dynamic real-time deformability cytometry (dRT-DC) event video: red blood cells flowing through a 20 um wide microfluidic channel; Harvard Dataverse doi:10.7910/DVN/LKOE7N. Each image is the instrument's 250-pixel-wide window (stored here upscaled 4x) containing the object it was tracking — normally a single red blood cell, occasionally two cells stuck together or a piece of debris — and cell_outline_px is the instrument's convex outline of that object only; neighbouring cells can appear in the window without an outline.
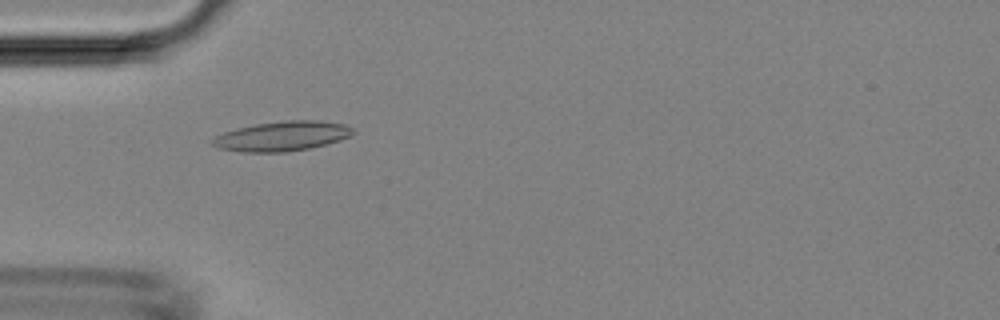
{"species": "Egyptian fruit bat (a non-hibernating species)", "species_latin": "Rousettus aegyptiacus", "temperature_condition": "room temperature", "stored_images_in_passage": 19, "camera_frame_rate_fps": 3000, "um_per_image_px": 0.085, "animal": {"sex": "female"}, "frame": {"image": 1, "passage_image": 3, "time_ms": 0.667, "image_size_px": [1000, 320], "cell_outline_px": [[356, 132], [352, 136], [340, 140], [312, 148], [288, 152], [240, 152], [216, 148], [208, 144], [208, 140], [224, 132], [236, 128], [256, 124], [288, 120], [316, 120], [344, 124], [352, 128]], "centroid_in_image_um": [23.93, 11.59], "position_along_channel_um": 61.1, "area_um2": 24.74}}
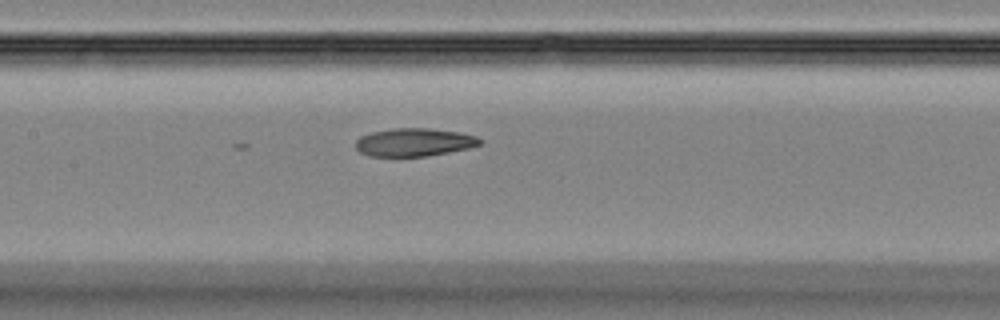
{"frame": {"image": 2, "passage_image": 11, "time_ms": 3.333, "image_size_px": [1000, 320], "cell_outline_px": [[484, 144], [468, 148], [428, 156], [368, 156], [360, 152], [356, 148], [356, 140], [360, 136], [372, 132], [392, 128], [428, 128], [460, 132], [476, 136], [484, 140]], "centroid_in_image_um": [35.23, 12.09], "position_along_channel_um": 172.2, "area_um2": 20.46}}
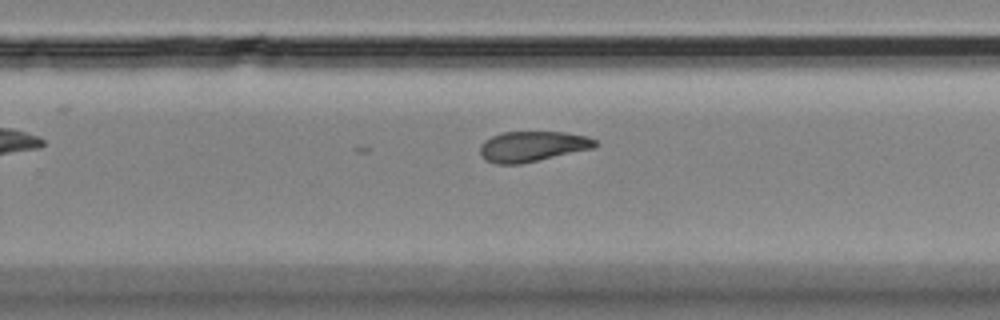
{"frame": {"image": 3, "passage_image": 19, "time_ms": 6.0, "image_size_px": [1000, 320], "cell_outline_px": [[600, 144], [592, 148], [520, 164], [496, 164], [484, 160], [480, 156], [480, 144], [484, 140], [492, 136], [504, 132], [564, 132], [588, 136], [596, 140]], "centroid_in_image_um": [45.22, 12.44], "position_along_channel_um": 284.6, "area_um2": 20.4}}